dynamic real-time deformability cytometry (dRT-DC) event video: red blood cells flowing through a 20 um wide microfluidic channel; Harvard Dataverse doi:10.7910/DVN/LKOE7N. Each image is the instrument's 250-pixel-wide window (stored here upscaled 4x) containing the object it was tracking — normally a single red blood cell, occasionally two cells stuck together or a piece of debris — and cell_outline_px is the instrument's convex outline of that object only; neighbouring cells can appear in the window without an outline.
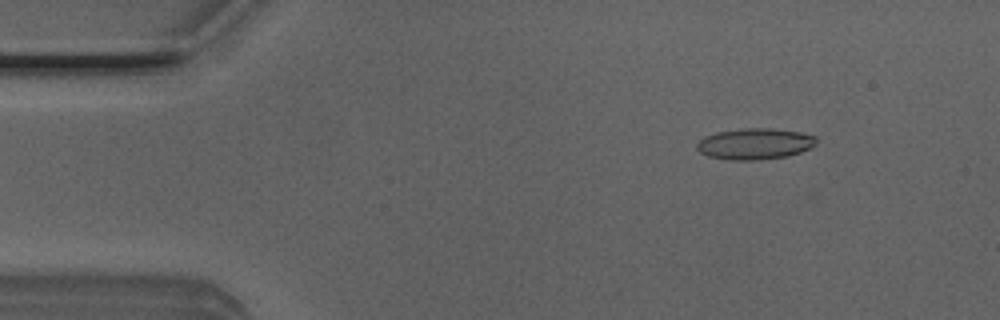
{"species": "Egyptian fruit bat (a non-hibernating species)", "species_latin": "Rousettus aegyptiacus", "temperature_condition": "room temperature", "stored_images_in_passage": 51, "camera_frame_rate_fps": 3000, "um_per_image_px": 0.085, "animal": {"sex": "male"}, "frame": {"image": 1, "passage_image": 6, "time_ms": 1.667, "image_size_px": [1000, 320], "cell_outline_px": [[816, 144], [800, 152], [788, 156], [752, 160], [728, 160], [708, 156], [700, 152], [696, 148], [696, 144], [704, 136], [716, 132], [744, 128], [772, 128], [800, 132], [816, 136]], "centroid_in_image_um": [64.14, 12.22], "position_along_channel_um": 20.9, "area_um2": 21.68}}
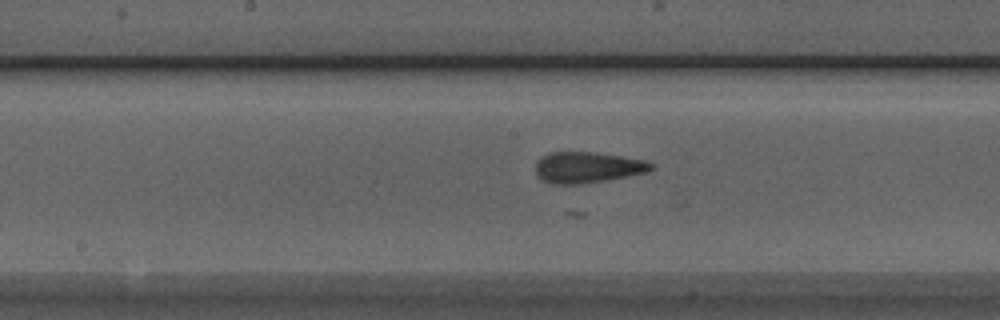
{"frame": {"image": 2, "passage_image": 25, "time_ms": 8.0, "image_size_px": [1000, 320], "cell_outline_px": [[652, 168], [648, 172], [604, 180], [580, 184], [552, 184], [540, 180], [536, 176], [536, 160], [540, 156], [552, 152], [592, 152], [620, 156], [644, 160], [652, 164]], "centroid_in_image_um": [49.85, 14.23], "position_along_channel_um": 198.3, "area_um2": 20.81}}
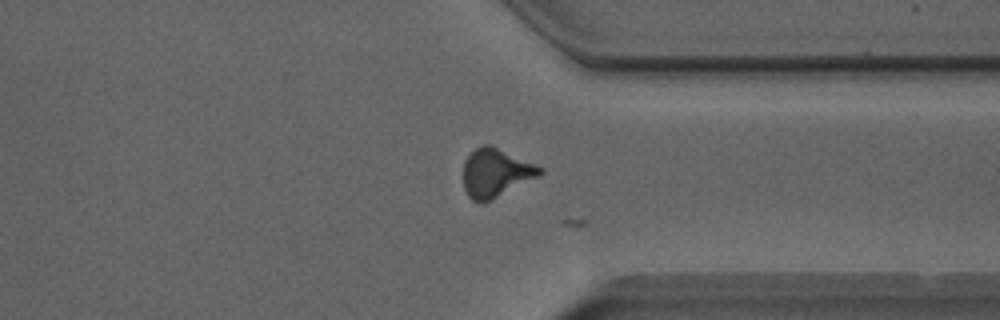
{"frame": {"image": 3, "passage_image": 38, "time_ms": 12.333, "image_size_px": [1000, 320], "cell_outline_px": [[544, 172], [480, 204], [472, 200], [468, 196], [464, 188], [464, 160], [476, 148], [484, 144], [492, 144], [544, 168]], "centroid_in_image_um": [42.1, 14.65], "position_along_channel_um": 369.3, "area_um2": 21.15}}